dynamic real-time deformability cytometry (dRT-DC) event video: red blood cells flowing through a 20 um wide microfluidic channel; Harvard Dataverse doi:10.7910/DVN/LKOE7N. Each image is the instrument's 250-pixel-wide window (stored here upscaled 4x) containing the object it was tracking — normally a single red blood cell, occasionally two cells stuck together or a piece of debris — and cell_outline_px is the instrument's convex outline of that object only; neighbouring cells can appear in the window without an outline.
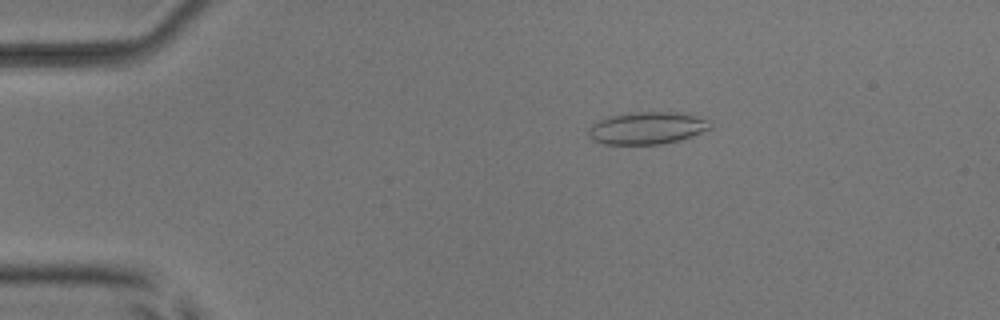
{"species": "common noctule bat (a hibernating species)", "species_latin": "Nyctalus noctula", "temperature_condition": "room temperature", "stored_images_in_passage": 5, "camera_frame_rate_fps": 3000, "um_per_image_px": 0.085, "animal": {"sex": "male", "body_mass_g": 17.9, "forearm_length_mm": 54.2}, "frame": {"image": 1, "passage_image": 2, "time_ms": 1.333, "image_size_px": [1000, 320], "cell_outline_px": [[712, 128], [692, 136], [680, 140], [660, 144], [604, 144], [592, 140], [588, 136], [588, 128], [592, 124], [608, 116], [636, 112], [676, 112], [712, 120]], "centroid_in_image_um": [55.01, 10.89], "position_along_channel_um": 30.0, "area_um2": 23.0}}
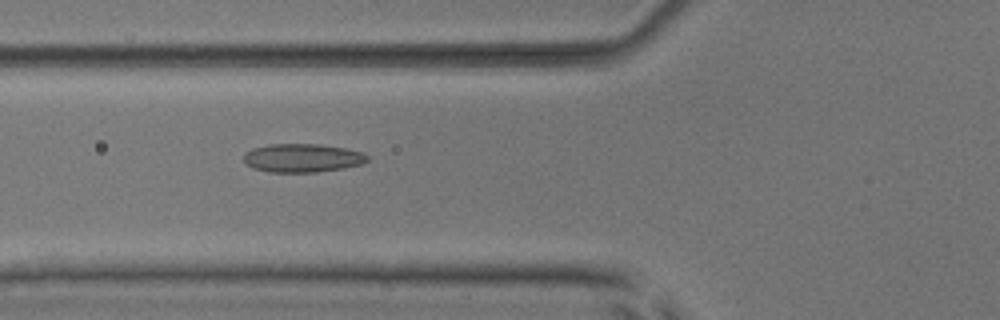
{"frame": {"image": 2, "passage_image": 5, "time_ms": 4.667, "image_size_px": [1000, 320], "cell_outline_px": [[368, 160], [364, 164], [344, 168], [316, 172], [268, 172], [252, 168], [244, 160], [244, 152], [252, 148], [268, 144], [316, 144], [344, 148], [364, 152], [368, 156]], "centroid_in_image_um": [25.71, 13.43], "position_along_channel_um": 100.1, "area_um2": 20.69}}